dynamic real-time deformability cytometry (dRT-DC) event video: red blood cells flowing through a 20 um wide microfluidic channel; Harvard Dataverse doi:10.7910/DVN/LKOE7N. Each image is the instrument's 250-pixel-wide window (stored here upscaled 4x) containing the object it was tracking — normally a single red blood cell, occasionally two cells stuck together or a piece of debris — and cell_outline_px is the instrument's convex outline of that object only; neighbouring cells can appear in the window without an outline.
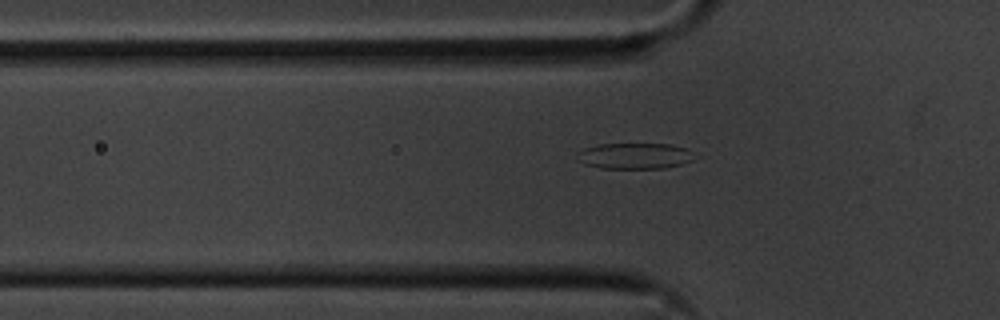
{"species": "common noctule bat (a hibernating species)", "species_latin": "Nyctalus noctula", "temperature_condition": "cold", "stored_images_in_passage": 43, "camera_frame_rate_fps": 3000, "um_per_image_px": 0.085, "animal": {"sex": "male", "body_mass_g": 20.1, "forearm_length_mm": 53.5}, "frame": {"image": 1, "passage_image": 5, "time_ms": 1.333, "image_size_px": [1000, 320], "cell_outline_px": [[700, 156], [692, 160], [680, 164], [664, 168], [600, 168], [584, 164], [576, 156], [576, 152], [584, 148], [600, 144], [672, 144], [688, 148]], "centroid_in_image_um": [54.01, 13.24], "position_along_channel_um": 71.8, "area_um2": 17.98}}
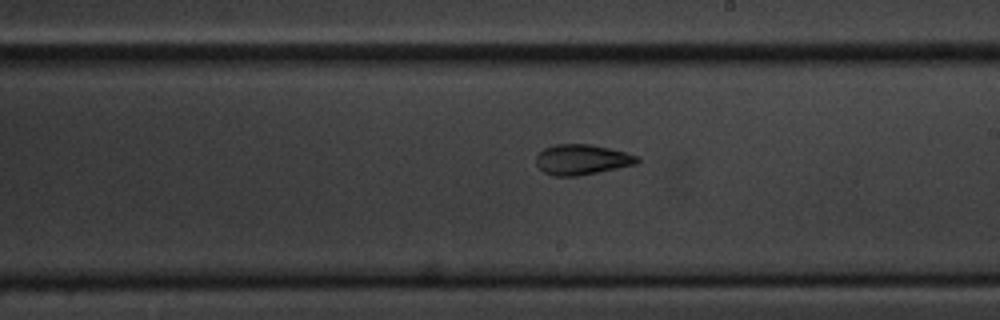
{"frame": {"image": 2, "passage_image": 19, "time_ms": 6.0, "image_size_px": [1000, 320], "cell_outline_px": [[640, 160], [636, 164], [576, 176], [556, 176], [544, 172], [536, 164], [536, 156], [544, 148], [556, 144], [592, 144], [624, 152], [636, 156]], "centroid_in_image_um": [49.43, 13.55], "position_along_channel_um": 239.6, "area_um2": 17.57}}
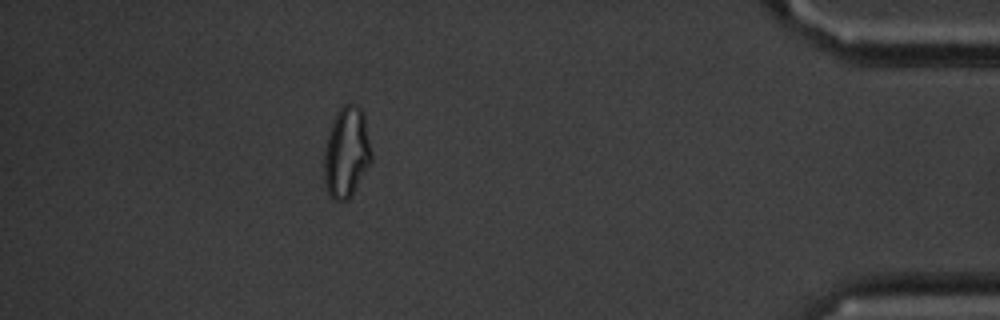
{"frame": {"image": 3, "passage_image": 37, "time_ms": 12.0, "image_size_px": [1000, 320], "cell_outline_px": [[372, 164], [352, 196], [348, 200], [332, 200], [328, 196], [324, 180], [324, 152], [328, 136], [332, 124], [340, 108], [348, 100], [356, 104], [364, 112], [372, 152]], "centroid_in_image_um": [29.49, 12.98], "position_along_channel_um": 405.7, "area_um2": 25.61}, "authors_computed_cell_mechanics": {"area_um2": 18.6116, "velocity_mm_per_s": 3.5715, "shape_relaxation_time_tau1_ms": 5.0402, "shape_relaxation_time_tau2_ms": 2.6545, "deformation_change_tau1": 0.1482, "deformation_change_tau2": 0.0971}}